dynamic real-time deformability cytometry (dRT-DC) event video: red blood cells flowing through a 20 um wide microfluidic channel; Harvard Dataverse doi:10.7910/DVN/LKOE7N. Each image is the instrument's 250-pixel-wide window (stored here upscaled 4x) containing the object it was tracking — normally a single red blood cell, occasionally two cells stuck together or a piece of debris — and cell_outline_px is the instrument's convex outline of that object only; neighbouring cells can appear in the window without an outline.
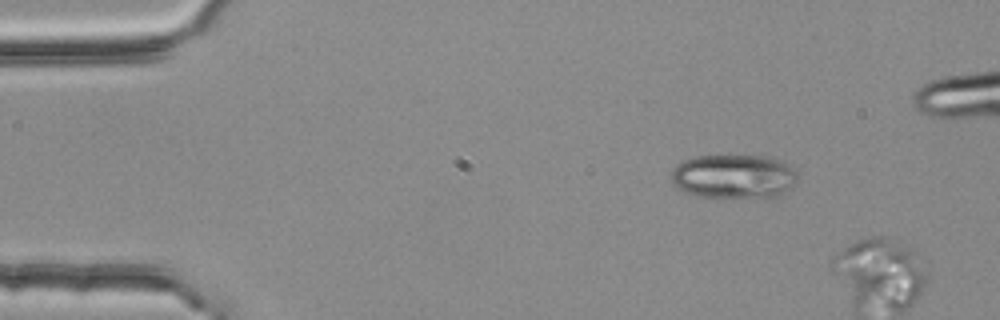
{"species": "common noctule bat (a hibernating species)", "species_latin": "Nyctalus noctula", "temperature_condition": "room temperature", "stored_images_in_passage": 2, "camera_frame_rate_fps": 3000, "um_per_image_px": 0.085, "animal": {"sex": "female", "body_mass_g": 25.1}, "frame": {"image": 1, "passage_image": 1, "time_ms": 0.0, "image_size_px": [1000, 320], "cell_outline_px": [[800, 180], [796, 184], [780, 196], [704, 196], [688, 192], [672, 184], [672, 168], [676, 164], [684, 160], [696, 156], [768, 156], [784, 164], [796, 172]], "centroid_in_image_um": [62.38, 14.98], "position_along_channel_um": 22.6, "area_um2": 31.85}}